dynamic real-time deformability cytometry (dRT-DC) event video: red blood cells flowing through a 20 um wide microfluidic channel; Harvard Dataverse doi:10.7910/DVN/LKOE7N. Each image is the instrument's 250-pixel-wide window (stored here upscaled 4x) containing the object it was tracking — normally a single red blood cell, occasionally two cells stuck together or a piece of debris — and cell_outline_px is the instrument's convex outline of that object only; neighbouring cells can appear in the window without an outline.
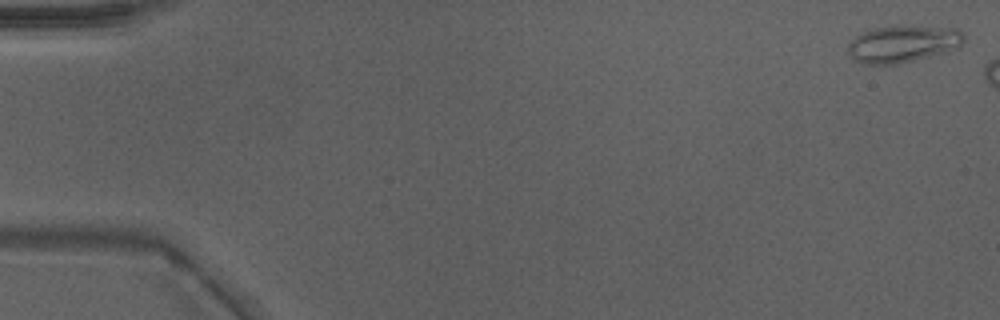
{"species": "Egyptian fruit bat (a non-hibernating species)", "species_latin": "Rousettus aegyptiacus", "temperature_condition": "warm", "stored_images_in_passage": 6, "camera_frame_rate_fps": 3000, "um_per_image_px": 0.085, "animal": {"sex": "male"}, "frame": {"image": 1, "passage_image": 1, "time_ms": 0.0, "image_size_px": [1000, 320], "cell_outline_px": [[964, 40], [956, 48], [944, 52], [916, 60], [896, 64], [860, 64], [852, 60], [848, 52], [848, 44], [856, 36], [864, 32], [876, 28], [956, 28], [964, 36]], "centroid_in_image_um": [76.68, 3.79], "position_along_channel_um": 8.3, "area_um2": 24.1}}